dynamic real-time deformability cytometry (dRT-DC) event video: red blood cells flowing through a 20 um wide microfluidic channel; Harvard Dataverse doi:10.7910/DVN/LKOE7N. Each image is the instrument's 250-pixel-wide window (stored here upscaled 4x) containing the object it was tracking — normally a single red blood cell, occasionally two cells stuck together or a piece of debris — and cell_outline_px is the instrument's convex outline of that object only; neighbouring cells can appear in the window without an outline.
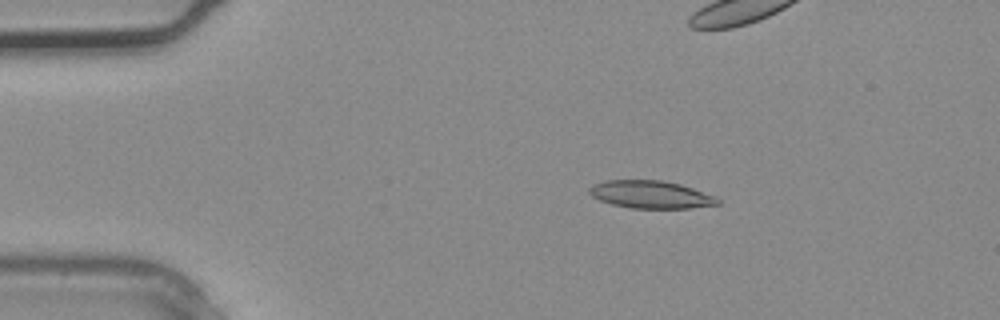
{"species": "common noctule bat (a hibernating species)", "species_latin": "Nyctalus noctula", "temperature_condition": "warm", "stored_images_in_passage": 5, "camera_frame_rate_fps": 3000, "um_per_image_px": 0.085, "animal": {"sex": "male", "body_mass_g": 20.4}, "frame": {"image": 1, "passage_image": 2, "time_ms": 0.333, "image_size_px": [1000, 320], "cell_outline_px": [[720, 204], [692, 208], [628, 208], [612, 204], [600, 200], [592, 196], [588, 192], [588, 188], [592, 184], [604, 180], [660, 180], [680, 184], [716, 196], [720, 200]], "centroid_in_image_um": [55.3, 16.53], "position_along_channel_um": 29.7, "area_um2": 20.81}}
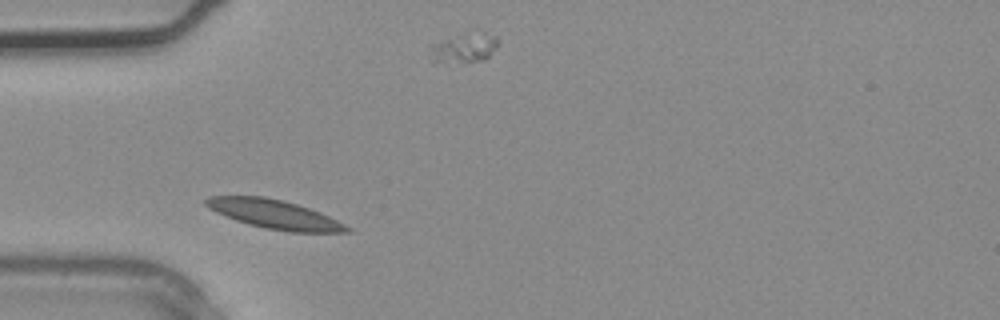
{"frame": {"image": 2, "passage_image": 4, "time_ms": 1.0, "image_size_px": [1000, 320], "cell_outline_px": [[352, 232], [288, 232], [264, 228], [248, 224], [236, 220], [216, 212], [208, 208], [204, 204], [204, 200], [208, 196], [264, 196], [296, 204], [320, 212], [352, 228]], "centroid_in_image_um": [23.31, 18.22], "position_along_channel_um": 61.7, "area_um2": 23.64}}